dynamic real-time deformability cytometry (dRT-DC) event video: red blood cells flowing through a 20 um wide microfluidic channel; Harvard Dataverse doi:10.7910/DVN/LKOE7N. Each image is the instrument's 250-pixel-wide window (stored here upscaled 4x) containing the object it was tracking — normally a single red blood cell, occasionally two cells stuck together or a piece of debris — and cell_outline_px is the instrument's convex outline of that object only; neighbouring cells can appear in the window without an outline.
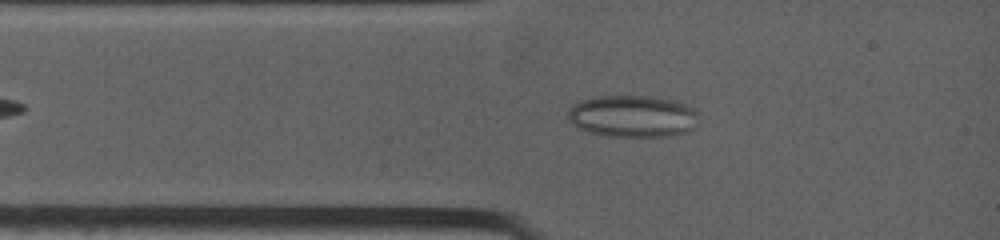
{"species": "common noctule bat (a hibernating species)", "species_latin": "Nyctalus noctula", "temperature_condition": "warm", "stored_images_in_passage": 55, "camera_frame_rate_fps": 4500, "um_per_image_px": 0.085, "animal": {"sex": "female", "body_mass_g": 19.0, "forearm_length_mm": 53.3}, "frame": {"image": 1, "passage_image": 8, "time_ms": 1.333, "image_size_px": [1000, 240], "cell_outline_px": [[700, 124], [688, 132], [668, 136], [608, 136], [588, 132], [572, 124], [568, 120], [568, 108], [572, 104], [580, 100], [600, 96], [652, 96], [672, 100], [688, 104], [696, 108], [700, 112]], "centroid_in_image_um": [53.85, 9.87], "position_along_channel_um": 31.2, "area_um2": 32.66}}
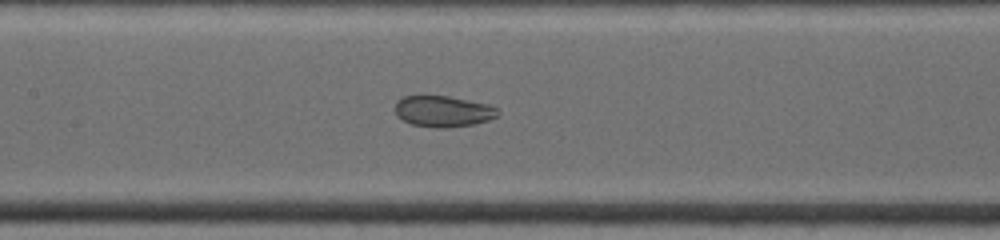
{"frame": {"image": 2, "passage_image": 24, "time_ms": 4.889, "image_size_px": [1000, 240], "cell_outline_px": [[500, 116], [476, 124], [444, 128], [436, 128], [412, 124], [396, 116], [392, 108], [396, 100], [404, 96], [420, 92], [424, 92], [448, 96], [488, 104], [496, 108], [500, 112]], "centroid_in_image_um": [37.58, 9.41], "position_along_channel_um": 169.8, "area_um2": 19.59}}
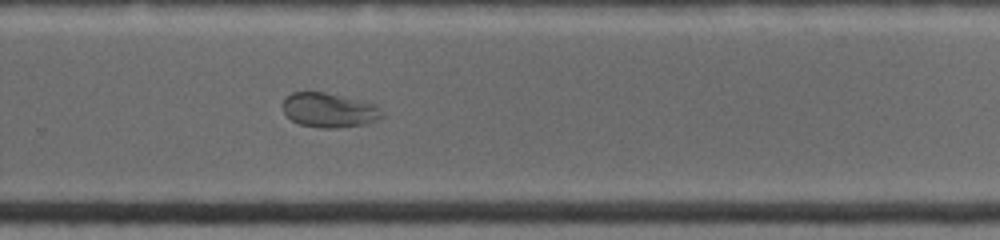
{"frame": {"image": 3, "passage_image": 39, "time_ms": 8.222, "image_size_px": [1000, 240], "cell_outline_px": [[384, 116], [376, 120], [364, 124], [336, 128], [320, 128], [300, 124], [292, 120], [284, 112], [280, 104], [284, 96], [292, 92], [324, 92], [360, 100], [376, 104], [384, 112]], "centroid_in_image_um": [27.95, 9.35], "position_along_channel_um": 301.9, "area_um2": 20.17}, "authors_computed_cell_mechanics": {"area_um2": 19.5942, "velocity_mm_per_s": 3.9794, "shape_relaxation_time_tau1_ms": null, "shape_relaxation_time_tau2_ms": 0.8639, "deformation_change_tau1": null, "deformation_change_tau2": 0.0484}}